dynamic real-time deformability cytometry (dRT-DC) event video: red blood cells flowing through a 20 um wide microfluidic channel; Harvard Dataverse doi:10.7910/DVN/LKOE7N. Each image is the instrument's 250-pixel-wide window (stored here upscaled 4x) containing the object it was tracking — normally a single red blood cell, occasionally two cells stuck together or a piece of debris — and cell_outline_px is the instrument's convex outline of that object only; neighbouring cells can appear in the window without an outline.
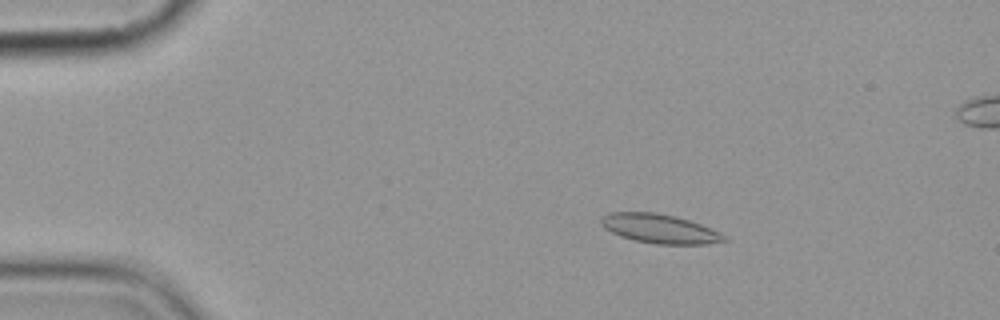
{"species": "common noctule bat (a hibernating species)", "species_latin": "Nyctalus noctula", "temperature_condition": "cold", "stored_images_in_passage": 6, "camera_frame_rate_fps": 3000, "um_per_image_px": 0.085, "animal": {"sex": "female", "body_mass_g": 19.9}, "frame": {"image": 1, "passage_image": 3, "time_ms": 2.333, "image_size_px": [1000, 320], "cell_outline_px": [[728, 240], [708, 244], [656, 244], [636, 240], [620, 236], [604, 228], [600, 224], [600, 220], [604, 216], [612, 212], [656, 212], [676, 216], [700, 224], [720, 232], [728, 236]], "centroid_in_image_um": [56.1, 19.44], "position_along_channel_um": 28.9, "area_um2": 20.87}}